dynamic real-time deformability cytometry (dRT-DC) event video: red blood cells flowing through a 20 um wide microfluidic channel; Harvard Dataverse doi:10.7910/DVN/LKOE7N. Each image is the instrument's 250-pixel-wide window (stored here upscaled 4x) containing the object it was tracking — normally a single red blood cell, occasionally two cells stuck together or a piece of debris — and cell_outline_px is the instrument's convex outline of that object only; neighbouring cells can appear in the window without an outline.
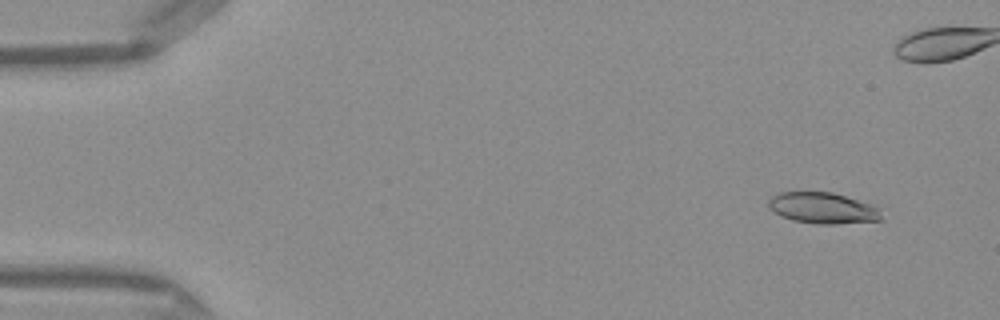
{"species": "Egyptian fruit bat (a non-hibernating species)", "species_latin": "Rousettus aegyptiacus", "temperature_condition": "warm", "stored_images_in_passage": 47, "camera_frame_rate_fps": 3000, "um_per_image_px": 0.085, "frame": {"image": 1, "passage_image": 1, "time_ms": 0.0, "image_size_px": [1000, 320], "cell_outline_px": [[880, 220], [836, 224], [816, 224], [792, 220], [780, 216], [768, 208], [768, 200], [772, 196], [780, 192], [832, 192], [872, 204], [880, 208]], "centroid_in_image_um": [69.91, 17.68], "position_along_channel_um": 15.1, "area_um2": 20.52}}
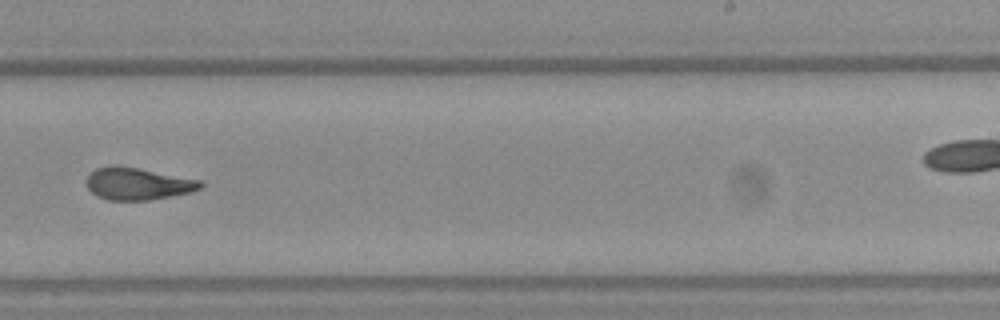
{"frame": {"image": 2, "passage_image": 28, "time_ms": 9.0, "image_size_px": [1000, 320], "cell_outline_px": [[204, 184], [200, 188], [192, 192], [148, 200], [108, 200], [96, 196], [88, 188], [84, 180], [96, 168], [112, 164], [116, 164], [200, 180]], "centroid_in_image_um": [11.66, 15.61], "position_along_channel_um": 277.3, "area_um2": 21.39}}
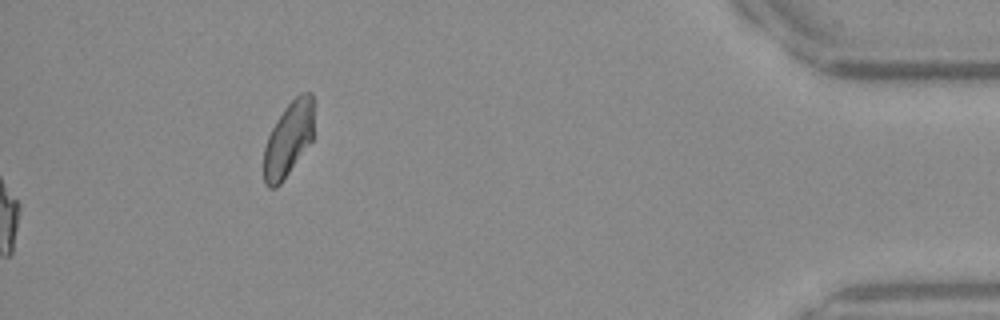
{"frame": {"image": 3, "passage_image": 47, "time_ms": 15.333, "image_size_px": [1000, 320], "cell_outline_px": [[312, 140], [280, 184], [276, 188], [268, 188], [264, 184], [264, 148], [268, 136], [272, 128], [284, 108], [300, 92], [312, 92]], "centroid_in_image_um": [24.49, 11.84], "position_along_channel_um": 410.7, "area_um2": 21.39}, "authors_computed_cell_mechanics": {"area_um2": 21.4438, "velocity_mm_per_s": 4.1641, "shape_relaxation_time_tau1_ms": 10.0264, "shape_relaxation_time_tau2_ms": 1.9302, "deformation_change_tau1": 0.301, "deformation_change_tau2": 0.1032}}